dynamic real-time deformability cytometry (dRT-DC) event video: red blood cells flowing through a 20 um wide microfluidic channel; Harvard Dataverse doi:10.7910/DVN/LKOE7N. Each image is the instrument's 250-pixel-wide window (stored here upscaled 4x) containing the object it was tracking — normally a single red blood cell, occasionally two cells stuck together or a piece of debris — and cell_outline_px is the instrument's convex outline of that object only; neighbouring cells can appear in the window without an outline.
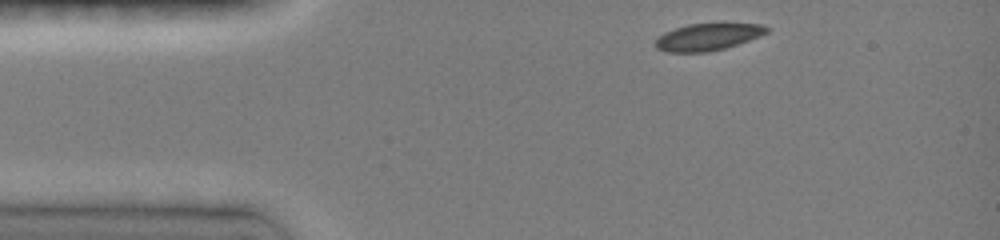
{"species": "common noctule bat (a hibernating species)", "species_latin": "Nyctalus noctula", "temperature_condition": "room temperature", "stored_images_in_passage": 36, "camera_frame_rate_fps": 3000, "um_per_image_px": 0.085, "animal": {"sex": "female", "body_mass_g": 19.0, "forearm_length_mm": 51.5}, "frame": {"image": 1, "passage_image": 1, "time_ms": 0.0, "image_size_px": [1000, 240], "cell_outline_px": [[772, 28], [768, 32], [760, 36], [724, 48], [708, 52], [664, 52], [656, 48], [656, 40], [664, 32], [688, 24], [764, 24]], "centroid_in_image_um": [60.18, 3.14], "position_along_channel_um": 24.8, "area_um2": 17.34}}
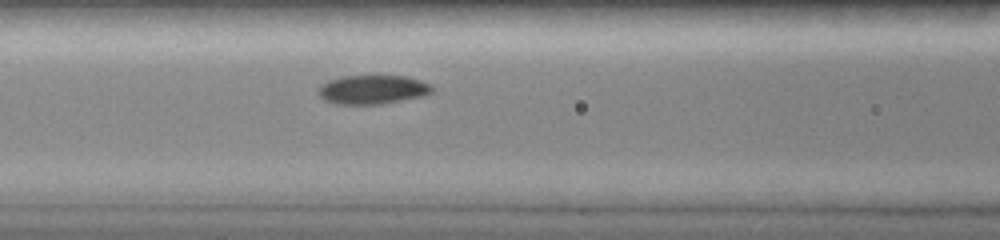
{"frame": {"image": 2, "passage_image": 13, "time_ms": 4.0, "image_size_px": [1000, 240], "cell_outline_px": [[432, 92], [424, 96], [384, 104], [336, 104], [324, 100], [320, 96], [320, 84], [328, 80], [344, 76], [408, 76], [420, 80], [428, 84], [432, 88]], "centroid_in_image_um": [31.68, 7.62], "position_along_channel_um": 134.9, "area_um2": 19.19}}
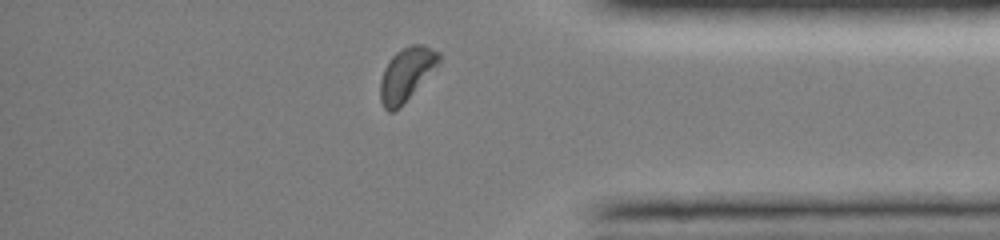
{"frame": {"image": 3, "passage_image": 33, "time_ms": 10.667, "image_size_px": [1000, 240], "cell_outline_px": [[440, 64], [400, 108], [392, 112], [388, 112], [384, 108], [380, 100], [380, 80], [384, 68], [388, 60], [396, 52], [412, 44], [424, 44], [440, 52]], "centroid_in_image_um": [34.55, 6.31], "position_along_channel_um": 400.6, "area_um2": 18.5}, "authors_computed_cell_mechanics": {"area_um2": 19.0451, "velocity_mm_per_s": 4.1052, "shape_relaxation_time_tau1_ms": 4.2379, "shape_relaxation_time_tau2_ms": null, "deformation_change_tau1": 0.1402, "deformation_change_tau2": null}}